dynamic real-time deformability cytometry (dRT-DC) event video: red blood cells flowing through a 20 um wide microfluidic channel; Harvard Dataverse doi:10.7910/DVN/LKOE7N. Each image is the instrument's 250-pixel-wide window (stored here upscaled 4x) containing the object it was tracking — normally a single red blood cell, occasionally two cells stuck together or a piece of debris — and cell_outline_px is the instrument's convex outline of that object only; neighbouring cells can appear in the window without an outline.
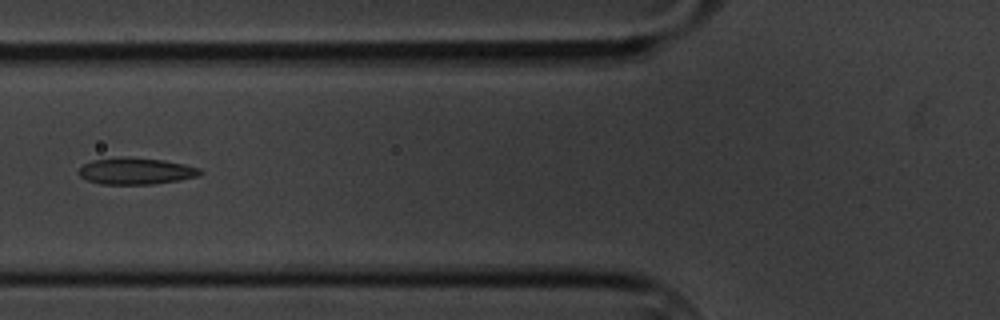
{"species": "common noctule bat (a hibernating species)", "species_latin": "Nyctalus noctula", "temperature_condition": "cold", "stored_images_in_passage": 15, "camera_frame_rate_fps": 3000, "um_per_image_px": 0.085, "animal": {"sex": "male", "body_mass_g": 20.1, "forearm_length_mm": 53.5}, "frame": {"image": 1, "passage_image": 6, "time_ms": 6.667, "image_size_px": [1000, 320], "cell_outline_px": [[204, 172], [200, 176], [180, 180], [152, 184], [100, 184], [88, 180], [80, 176], [76, 172], [84, 164], [92, 160], [120, 156], [128, 156], [164, 160], [184, 164], [200, 168]], "centroid_in_image_um": [11.56, 14.53], "position_along_channel_um": 114.2, "area_um2": 19.13}}
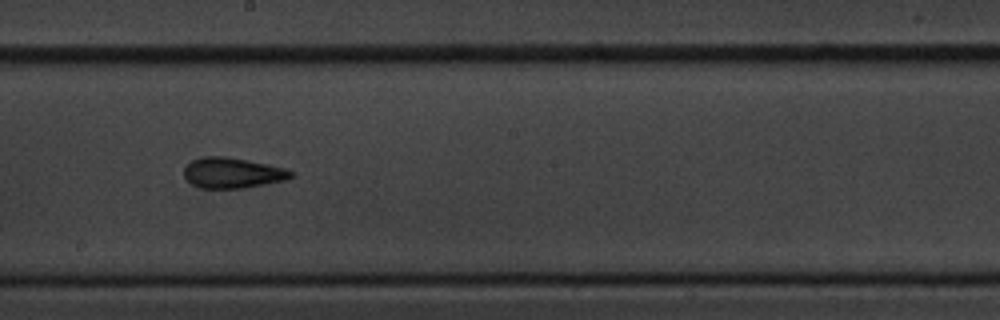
{"frame": {"image": 2, "passage_image": 9, "time_ms": 10.0, "image_size_px": [1000, 320], "cell_outline_px": [[296, 172], [292, 176], [284, 180], [244, 188], [200, 188], [192, 184], [184, 176], [184, 168], [192, 160], [204, 156], [228, 156], [268, 164], [284, 168]], "centroid_in_image_um": [19.76, 14.68], "position_along_channel_um": 228.4, "area_um2": 19.02}}
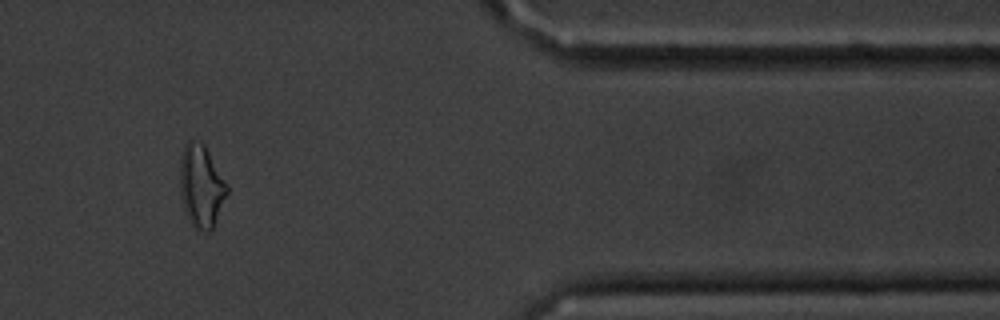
{"frame": {"image": 3, "passage_image": 14, "time_ms": 15.667, "image_size_px": [1000, 320], "cell_outline_px": [[228, 192], [216, 220], [212, 228], [208, 232], [204, 232], [196, 228], [188, 220], [184, 208], [180, 192], [180, 156], [184, 144], [188, 140], [192, 140], [204, 144], [228, 184]], "centroid_in_image_um": [17.1, 15.8], "position_along_channel_um": 394.3, "area_um2": 22.66}, "authors_computed_cell_mechanics": {"area_um2": 19.0162, "velocity_mm_per_s": 3.4149, "shape_relaxation_time_tau1_ms": 2.6986, "shape_relaxation_time_tau2_ms": 3.7218, "deformation_change_tau1": 0.0829, "deformation_change_tau2": 0.0912}}